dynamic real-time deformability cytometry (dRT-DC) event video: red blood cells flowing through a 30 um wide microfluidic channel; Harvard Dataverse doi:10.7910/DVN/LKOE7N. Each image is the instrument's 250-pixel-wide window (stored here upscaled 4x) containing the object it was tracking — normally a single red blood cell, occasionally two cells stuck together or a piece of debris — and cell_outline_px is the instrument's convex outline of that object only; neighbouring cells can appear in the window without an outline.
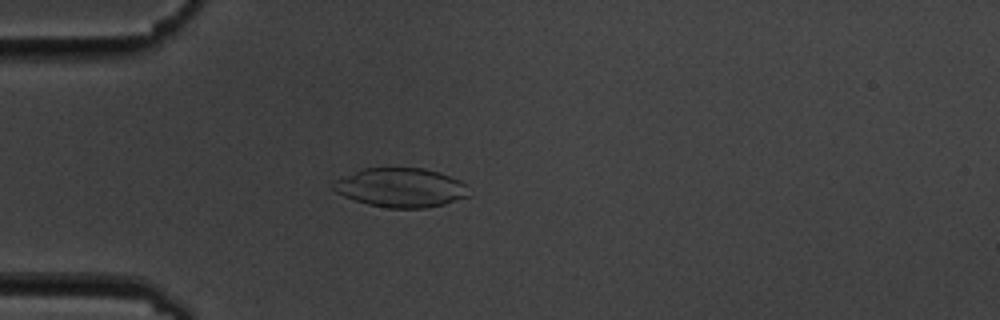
{"species": "common noctule bat (a hibernating species)", "species_latin": "Nyctalus noctula", "temperature_condition": "cold", "stored_images_in_passage": 3, "camera_frame_rate_fps": 3000, "um_per_image_px": 0.085, "animal": {"sex": "male", "body_mass_g": 19.5, "forearm_length_mm": 54.6}, "frame": {"image": 1, "passage_image": 3, "time_ms": 2.333, "image_size_px": [1000, 320], "cell_outline_px": [[472, 196], [444, 204], [424, 208], [388, 208], [368, 204], [344, 196], [336, 192], [332, 188], [332, 184], [336, 180], [364, 168], [424, 168], [440, 172], [460, 180], [468, 184]], "centroid_in_image_um": [34.15, 15.95], "position_along_channel_um": 50.8, "area_um2": 31.1}}